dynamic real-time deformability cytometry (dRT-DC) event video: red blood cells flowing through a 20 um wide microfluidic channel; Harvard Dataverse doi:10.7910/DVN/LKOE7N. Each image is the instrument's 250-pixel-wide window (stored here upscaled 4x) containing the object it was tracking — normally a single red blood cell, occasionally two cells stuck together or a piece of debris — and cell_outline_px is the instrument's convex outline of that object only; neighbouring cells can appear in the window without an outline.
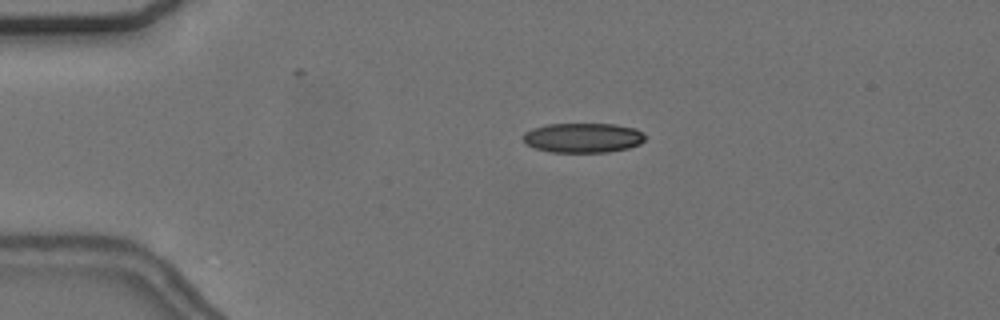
{"species": "common noctule bat (a hibernating species)", "species_latin": "Nyctalus noctula", "temperature_condition": "cold", "stored_images_in_passage": 49, "camera_frame_rate_fps": 3000, "um_per_image_px": 0.085, "animal": {"sex": "female", "body_mass_g": 24.6, "forearm_length_mm": 56.2}, "frame": {"image": 1, "passage_image": 5, "time_ms": 1.333, "image_size_px": [1000, 320], "cell_outline_px": [[644, 140], [640, 144], [628, 148], [608, 152], [548, 152], [536, 148], [528, 144], [524, 140], [524, 132], [532, 128], [548, 124], [616, 124], [636, 128], [644, 132]], "centroid_in_image_um": [49.59, 11.7], "position_along_channel_um": 35.4, "area_um2": 21.15}}
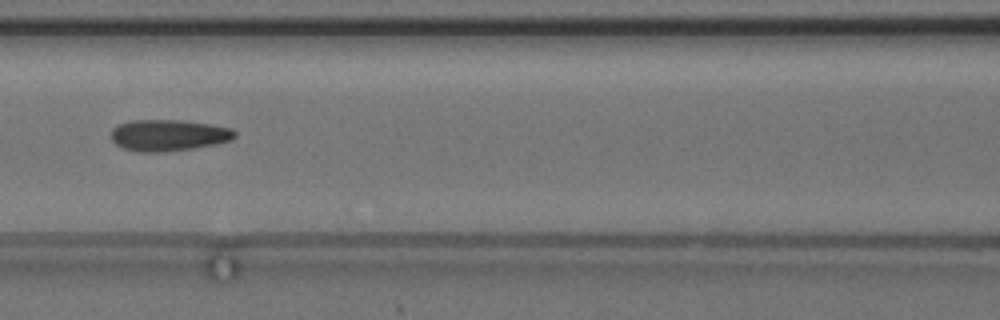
{"frame": {"image": 2, "passage_image": 18, "time_ms": 5.667, "image_size_px": [1000, 320], "cell_outline_px": [[236, 136], [232, 140], [216, 144], [192, 148], [156, 152], [140, 152], [124, 148], [116, 144], [112, 140], [112, 128], [116, 124], [132, 120], [180, 120], [208, 124], [232, 128], [236, 132]], "centroid_in_image_um": [14.32, 11.48], "position_along_channel_um": 152.3, "area_um2": 22.54}}
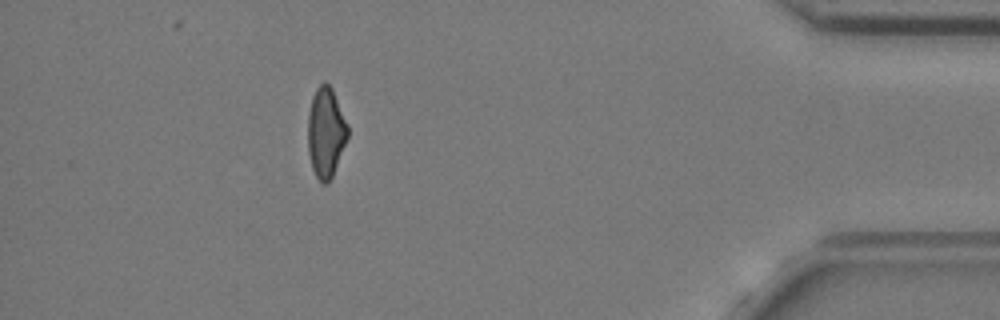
{"frame": {"image": 3, "passage_image": 43, "time_ms": 14.0, "image_size_px": [1000, 320], "cell_outline_px": [[348, 136], [332, 176], [328, 184], [324, 184], [316, 176], [312, 168], [308, 152], [308, 112], [312, 96], [316, 88], [324, 80], [332, 88], [348, 124]], "centroid_in_image_um": [27.69, 11.23], "position_along_channel_um": 407.5, "area_um2": 20.92}, "authors_computed_cell_mechanics": {"area_um2": 21.7906, "velocity_mm_per_s": 3.6726, "shape_relaxation_time_tau1_ms": 8.4693, "shape_relaxation_time_tau2_ms": 2.5198, "deformation_change_tau1": 0.1778, "deformation_change_tau2": 0.1005}}